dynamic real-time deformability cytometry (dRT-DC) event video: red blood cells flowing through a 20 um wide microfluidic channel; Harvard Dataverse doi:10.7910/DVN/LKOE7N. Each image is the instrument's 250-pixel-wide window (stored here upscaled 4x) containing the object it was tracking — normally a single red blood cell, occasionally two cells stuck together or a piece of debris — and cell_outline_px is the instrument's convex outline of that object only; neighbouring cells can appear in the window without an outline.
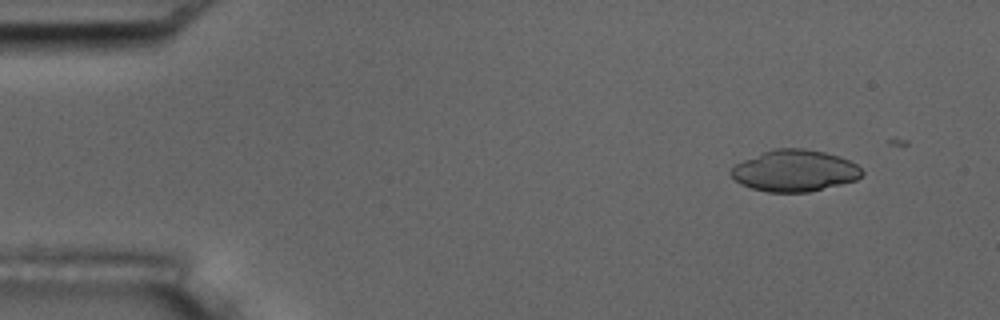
{"species": "common noctule bat (a hibernating species)", "species_latin": "Nyctalus noctula", "temperature_condition": "room temperature", "stored_images_in_passage": 5, "camera_frame_rate_fps": 3000, "um_per_image_px": 0.085, "animal": {"sex": "male", "body_mass_g": 17.5, "forearm_length_mm": 52.3}, "frame": {"image": 1, "passage_image": 2, "time_ms": 1.0, "image_size_px": [1000, 320], "cell_outline_px": [[864, 172], [856, 180], [808, 192], [768, 192], [752, 188], [740, 184], [728, 172], [736, 164], [744, 160], [764, 152], [776, 148], [804, 148], [824, 152], [848, 160], [856, 164]], "centroid_in_image_um": [67.53, 14.51], "position_along_channel_um": 17.5, "area_um2": 31.33}}